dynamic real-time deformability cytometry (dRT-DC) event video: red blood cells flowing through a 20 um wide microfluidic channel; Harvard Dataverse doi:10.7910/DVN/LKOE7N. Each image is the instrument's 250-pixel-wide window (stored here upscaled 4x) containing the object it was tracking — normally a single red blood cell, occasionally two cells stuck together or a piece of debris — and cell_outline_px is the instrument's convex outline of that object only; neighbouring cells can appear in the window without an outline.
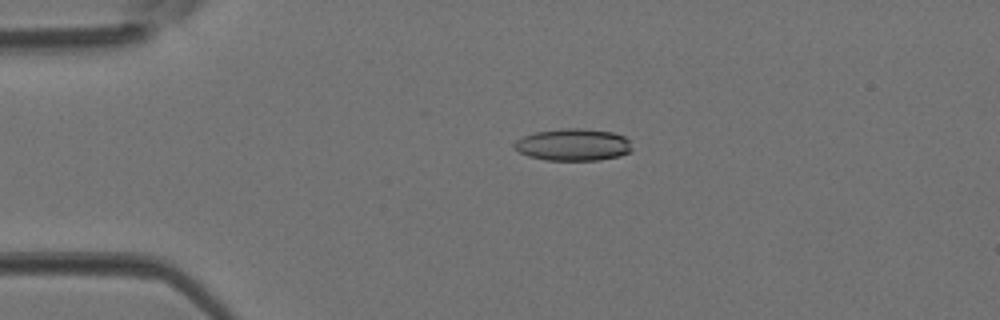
{"species": "Egyptian fruit bat (a non-hibernating species)", "species_latin": "Rousettus aegyptiacus", "temperature_condition": "room temperature", "stored_images_in_passage": 5, "camera_frame_rate_fps": 3000, "um_per_image_px": 0.085, "animal": {"sex": "female"}, "frame": {"image": 1, "passage_image": 3, "time_ms": 0.667, "image_size_px": [1000, 320], "cell_outline_px": [[632, 148], [628, 152], [620, 156], [600, 160], [544, 160], [528, 156], [520, 152], [512, 144], [516, 140], [524, 136], [536, 132], [564, 128], [580, 128], [612, 132], [624, 136], [628, 140]], "centroid_in_image_um": [48.71, 12.3], "position_along_channel_um": 36.3, "area_um2": 21.91}}
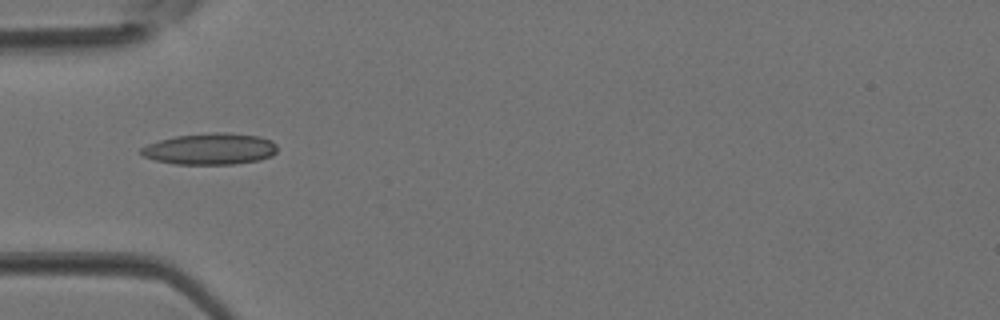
{"frame": {"image": 2, "passage_image": 4, "time_ms": 1.0, "image_size_px": [1000, 320], "cell_outline_px": [[276, 152], [272, 156], [260, 160], [232, 164], [176, 164], [156, 160], [144, 156], [140, 152], [140, 148], [148, 144], [160, 140], [176, 136], [212, 132], [224, 132], [260, 136], [272, 140], [276, 144]], "centroid_in_image_um": [17.9, 12.65], "position_along_channel_um": 67.1, "area_um2": 24.91}}
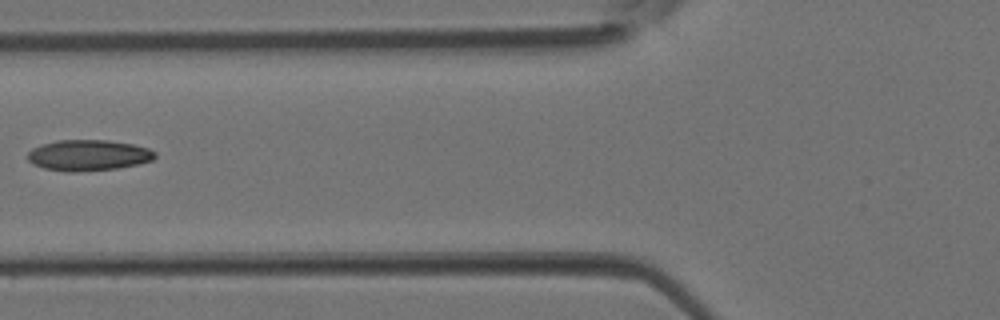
{"frame": {"image": 3, "passage_image": 5, "time_ms": 1.333, "image_size_px": [1000, 320], "cell_outline_px": [[156, 156], [152, 160], [140, 164], [116, 168], [76, 172], [68, 172], [44, 168], [32, 164], [28, 160], [28, 152], [32, 148], [40, 144], [56, 140], [108, 140], [132, 144], [148, 148], [156, 152]], "centroid_in_image_um": [7.49, 13.19], "position_along_channel_um": 118.3, "area_um2": 23.06}}